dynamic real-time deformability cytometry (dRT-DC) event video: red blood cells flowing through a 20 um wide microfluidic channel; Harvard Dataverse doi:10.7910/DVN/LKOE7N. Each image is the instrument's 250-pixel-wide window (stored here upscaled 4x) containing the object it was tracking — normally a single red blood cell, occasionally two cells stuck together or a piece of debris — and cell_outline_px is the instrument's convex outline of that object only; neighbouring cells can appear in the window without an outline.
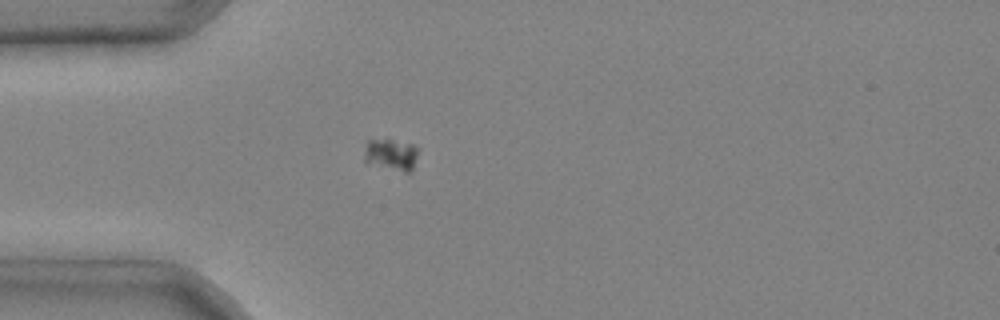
{"species": "common noctule bat (a hibernating species)", "species_latin": "Nyctalus noctula", "temperature_condition": "cold", "stored_images_in_passage": 1, "camera_frame_rate_fps": 3000, "um_per_image_px": 0.085, "animal": {"sex": "male", "body_mass_g": 20.4}, "frame": {"image": 1, "passage_image": 1, "time_ms": 0.0, "image_size_px": [1000, 320], "cell_outline_px": [[420, 148], [412, 172], [404, 172], [364, 164], [364, 156], [368, 140], [392, 140], [412, 144]], "centroid_in_image_um": [33.26, 13.18], "position_along_channel_um": 51.7, "area_um2": 10.23}}